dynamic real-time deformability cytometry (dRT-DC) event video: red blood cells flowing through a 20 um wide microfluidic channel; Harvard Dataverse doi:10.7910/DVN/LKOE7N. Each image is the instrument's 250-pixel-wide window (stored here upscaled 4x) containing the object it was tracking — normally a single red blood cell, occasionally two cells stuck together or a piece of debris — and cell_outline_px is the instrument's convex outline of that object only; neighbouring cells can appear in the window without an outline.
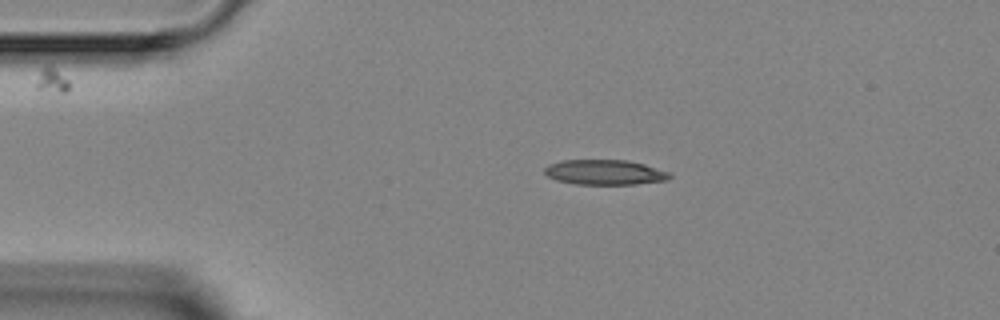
{"species": "Egyptian fruit bat (a non-hibernating species)", "species_latin": "Rousettus aegyptiacus", "temperature_condition": "room temperature", "stored_images_in_passage": 3, "camera_frame_rate_fps": 3000, "um_per_image_px": 0.085, "animal": {"sex": "female"}, "frame": {"image": 1, "passage_image": 1, "time_ms": 0.0, "image_size_px": [1000, 320], "cell_outline_px": [[672, 176], [668, 180], [636, 184], [576, 184], [556, 180], [548, 176], [544, 172], [544, 168], [548, 164], [560, 160], [628, 160], [644, 164], [668, 172]], "centroid_in_image_um": [51.38, 14.64], "position_along_channel_um": 33.6, "area_um2": 18.26}}
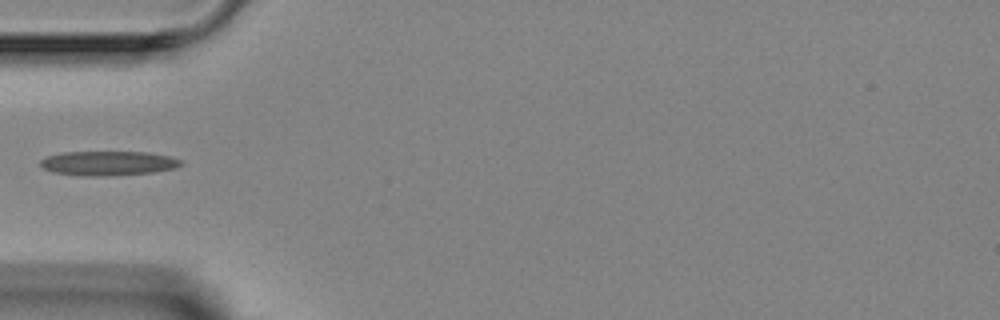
{"frame": {"image": 2, "passage_image": 2, "time_ms": 2.0, "image_size_px": [1000, 320], "cell_outline_px": [[184, 164], [176, 168], [152, 172], [112, 176], [80, 176], [56, 172], [44, 168], [40, 164], [40, 160], [48, 156], [64, 152], [148, 152], [168, 156], [180, 160]], "centroid_in_image_um": [9.22, 13.88], "position_along_channel_um": 75.8, "area_um2": 19.94}}
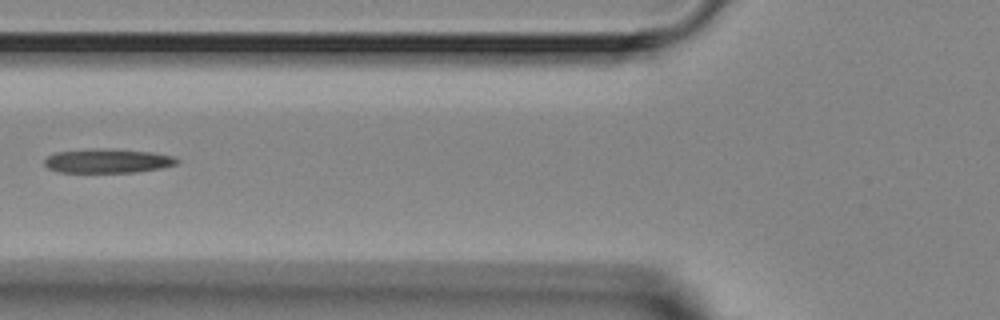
{"frame": {"image": 3, "passage_image": 3, "time_ms": 3.0, "image_size_px": [1000, 320], "cell_outline_px": [[180, 160], [176, 164], [160, 168], [136, 172], [60, 172], [48, 168], [44, 164], [44, 160], [48, 156], [56, 152], [92, 148], [112, 148], [152, 152], [172, 156]], "centroid_in_image_um": [9.14, 13.66], "position_along_channel_um": 116.7, "area_um2": 18.73}}